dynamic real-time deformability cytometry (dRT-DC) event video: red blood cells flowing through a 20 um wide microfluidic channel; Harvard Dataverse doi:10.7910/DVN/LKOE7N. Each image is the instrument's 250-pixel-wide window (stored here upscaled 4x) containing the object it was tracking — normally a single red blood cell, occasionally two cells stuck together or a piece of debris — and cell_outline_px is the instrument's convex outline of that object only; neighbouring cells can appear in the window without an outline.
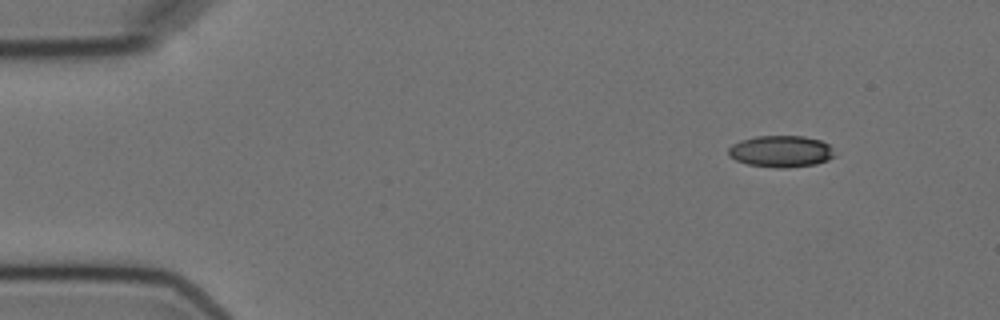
{"species": "Egyptian fruit bat (a non-hibernating species)", "species_latin": "Rousettus aegyptiacus", "temperature_condition": "cold", "stored_images_in_passage": 5, "segment_of_instrument_passage": [1, 2], "camera_frame_rate_fps": 3000, "um_per_image_px": 0.085, "animal": {"sex": "female"}, "frame": {"image": 1, "passage_image": 1, "time_ms": 0.0, "image_size_px": [1000, 320], "cell_outline_px": [[836, 156], [828, 160], [816, 164], [788, 168], [780, 168], [748, 164], [736, 160], [728, 156], [728, 148], [732, 144], [740, 140], [756, 136], [804, 136], [820, 140], [828, 144], [832, 148]], "centroid_in_image_um": [66.38, 12.86], "position_along_channel_um": 18.6, "area_um2": 19.71}}